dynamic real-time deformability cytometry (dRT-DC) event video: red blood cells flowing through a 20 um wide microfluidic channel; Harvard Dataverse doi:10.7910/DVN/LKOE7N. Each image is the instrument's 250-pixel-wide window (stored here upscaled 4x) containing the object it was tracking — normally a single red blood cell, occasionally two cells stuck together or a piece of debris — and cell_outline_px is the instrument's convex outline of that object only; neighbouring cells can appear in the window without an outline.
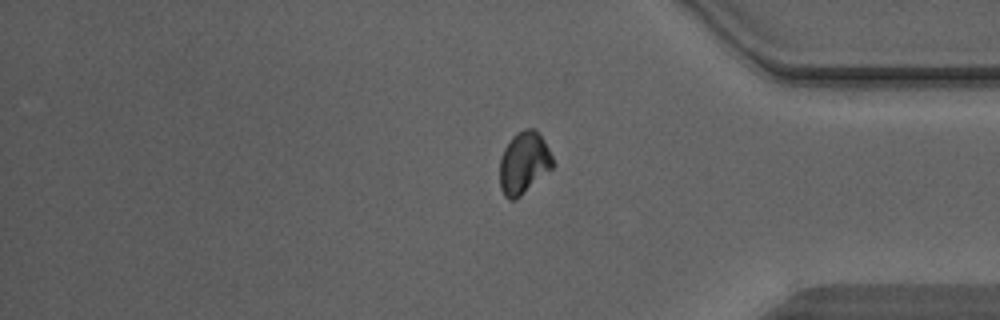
{"species": "Egyptian fruit bat (a non-hibernating species)", "species_latin": "Rousettus aegyptiacus", "temperature_condition": "warm", "stored_images_in_passage": 35, "segment_of_instrument_passage": [2, 2], "camera_frame_rate_fps": 3000, "um_per_image_px": 0.085, "animal": {"sex": "male"}, "frame": {"image": 1, "passage_image": 35, "time_ms": 11.333, "image_size_px": [1000, 320], "cell_outline_px": [[556, 164], [552, 168], [516, 200], [508, 200], [504, 196], [500, 188], [500, 156], [504, 148], [512, 136], [516, 132], [524, 128], [536, 128], [544, 140]], "centroid_in_image_um": [44.52, 13.83], "position_along_channel_um": 390.7, "area_um2": 19.48}}